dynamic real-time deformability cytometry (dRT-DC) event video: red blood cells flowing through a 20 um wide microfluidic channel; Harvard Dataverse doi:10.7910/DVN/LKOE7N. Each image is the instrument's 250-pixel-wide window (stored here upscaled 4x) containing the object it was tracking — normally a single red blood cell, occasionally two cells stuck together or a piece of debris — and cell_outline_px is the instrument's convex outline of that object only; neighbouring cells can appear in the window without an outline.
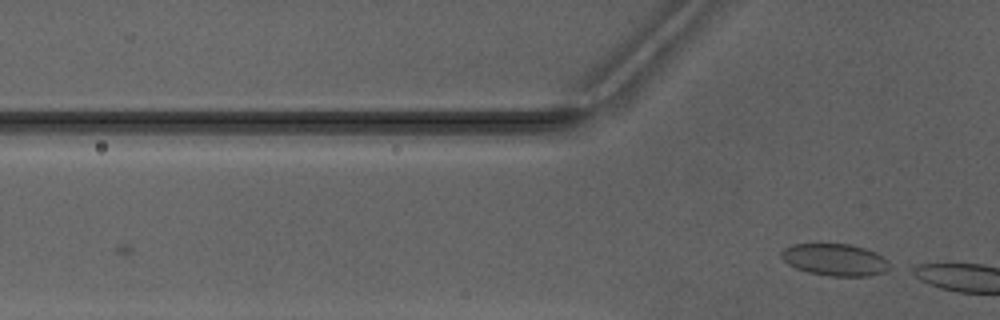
{"species": "Egyptian fruit bat (a non-hibernating species)", "species_latin": "Rousettus aegyptiacus", "temperature_condition": "warm", "stored_images_in_passage": 3, "camera_frame_rate_fps": 3000, "um_per_image_px": 0.085, "animal": {"sex": "male"}, "frame": {"image": 1, "passage_image": 3, "time_ms": 2.333, "image_size_px": [1000, 320], "cell_outline_px": [[892, 264], [888, 272], [868, 276], [828, 276], [808, 272], [796, 268], [788, 264], [780, 256], [780, 252], [784, 248], [792, 244], [848, 244], [864, 248], [888, 260]], "centroid_in_image_um": [70.98, 22.09], "position_along_channel_um": 54.8, "area_um2": 20.29}}